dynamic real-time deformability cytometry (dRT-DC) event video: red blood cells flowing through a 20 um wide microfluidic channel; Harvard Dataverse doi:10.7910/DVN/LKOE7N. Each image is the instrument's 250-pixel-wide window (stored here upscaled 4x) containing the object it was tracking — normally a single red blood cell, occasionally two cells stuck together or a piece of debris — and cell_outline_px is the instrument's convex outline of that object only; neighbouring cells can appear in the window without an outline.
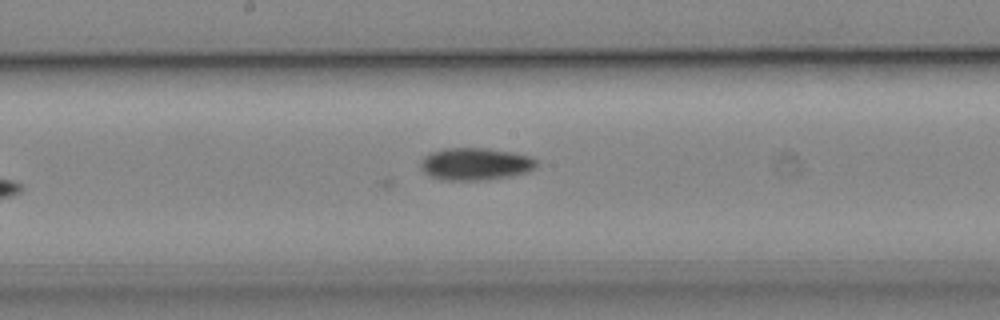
{"species": "common noctule bat (a hibernating species)", "species_latin": "Nyctalus noctula", "temperature_condition": "cold", "stored_images_in_passage": 40, "camera_frame_rate_fps": 3000, "um_per_image_px": 0.085, "animal": {"sex": "male", "body_mass_g": 19.2, "forearm_length_mm": 51.8}, "frame": {"image": 1, "passage_image": 21, "time_ms": 6.667, "image_size_px": [1000, 320], "cell_outline_px": [[540, 164], [536, 168], [528, 172], [512, 176], [484, 180], [440, 180], [424, 172], [420, 168], [420, 160], [424, 156], [432, 152], [444, 148], [488, 148], [512, 152], [532, 156]], "centroid_in_image_um": [40.44, 13.94], "position_along_channel_um": 207.8, "area_um2": 22.2}}